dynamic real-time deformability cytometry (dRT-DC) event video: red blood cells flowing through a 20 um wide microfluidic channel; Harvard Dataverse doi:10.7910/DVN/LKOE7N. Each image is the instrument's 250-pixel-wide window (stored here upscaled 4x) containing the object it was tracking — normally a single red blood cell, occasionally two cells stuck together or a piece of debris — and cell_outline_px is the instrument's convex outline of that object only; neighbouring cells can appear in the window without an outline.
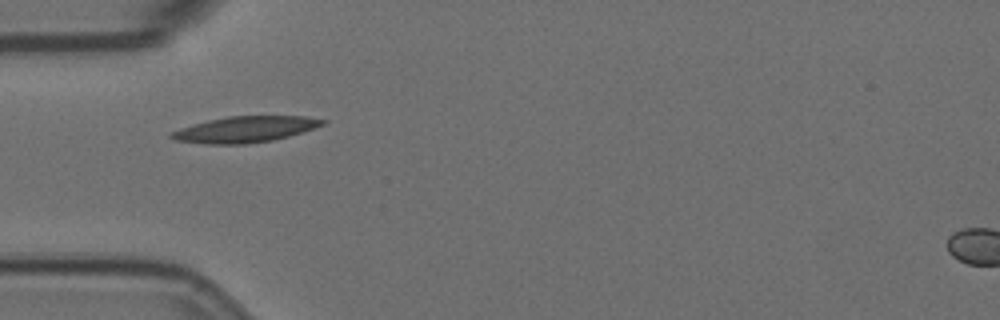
{"species": "Egyptian fruit bat (a non-hibernating species)", "species_latin": "Rousettus aegyptiacus", "temperature_condition": "room temperature", "stored_images_in_passage": 11, "camera_frame_rate_fps": 3000, "um_per_image_px": 0.085, "animal": {"sex": "female"}, "frame": {"image": 1, "passage_image": 1, "time_ms": 0.0, "image_size_px": [1000, 320], "cell_outline_px": [[328, 120], [324, 124], [288, 136], [272, 140], [248, 144], [204, 144], [176, 140], [168, 136], [168, 132], [192, 124], [208, 120], [228, 116], [308, 116]], "centroid_in_image_um": [20.78, 10.99], "position_along_channel_um": 64.2, "area_um2": 22.95}}
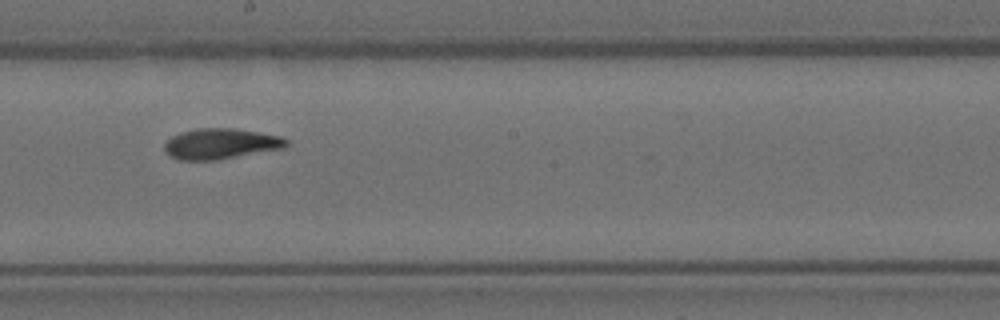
{"frame": {"image": 2, "passage_image": 5, "time_ms": 1.333, "image_size_px": [1000, 320], "cell_outline_px": [[288, 144], [284, 148], [216, 160], [180, 160], [172, 156], [164, 148], [164, 144], [172, 136], [180, 132], [196, 128], [236, 128], [280, 136], [288, 140]], "centroid_in_image_um": [18.77, 12.21], "position_along_channel_um": 229.4, "area_um2": 21.62}}
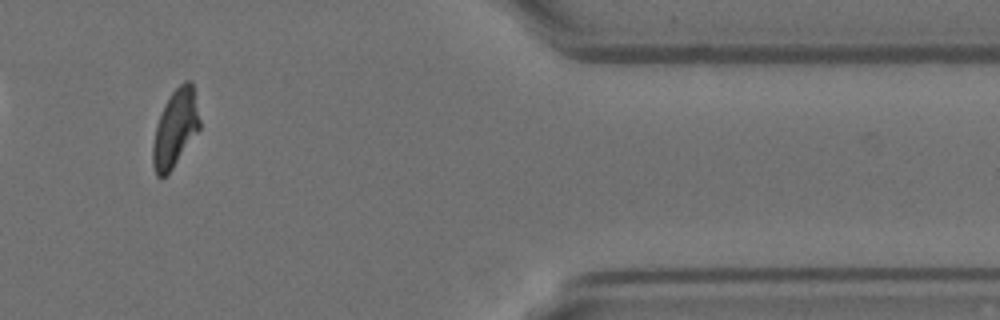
{"frame": {"image": 3, "passage_image": 9, "time_ms": 2.667, "image_size_px": [1000, 320], "cell_outline_px": [[200, 128], [172, 168], [164, 176], [156, 176], [152, 164], [152, 144], [156, 124], [164, 104], [172, 92], [184, 80], [192, 80], [200, 120]], "centroid_in_image_um": [14.88, 10.87], "position_along_channel_um": 396.5, "area_um2": 20.98}}